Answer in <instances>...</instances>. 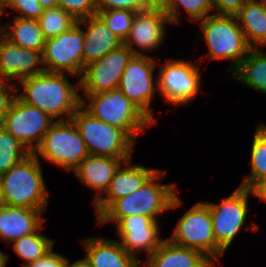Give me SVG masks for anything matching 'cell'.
<instances>
[{"instance_id":"4dcf8cb0","label":"cell","mask_w":266,"mask_h":267,"mask_svg":"<svg viewBox=\"0 0 266 267\" xmlns=\"http://www.w3.org/2000/svg\"><path fill=\"white\" fill-rule=\"evenodd\" d=\"M30 153L24 144L0 125V175Z\"/></svg>"},{"instance_id":"9c48e42d","label":"cell","mask_w":266,"mask_h":267,"mask_svg":"<svg viewBox=\"0 0 266 267\" xmlns=\"http://www.w3.org/2000/svg\"><path fill=\"white\" fill-rule=\"evenodd\" d=\"M158 91L168 104L181 107L201 92L200 66L183 59H167L158 67Z\"/></svg>"},{"instance_id":"60d3db41","label":"cell","mask_w":266,"mask_h":267,"mask_svg":"<svg viewBox=\"0 0 266 267\" xmlns=\"http://www.w3.org/2000/svg\"><path fill=\"white\" fill-rule=\"evenodd\" d=\"M64 267H92L90 262L87 260L86 257L82 258V259H78L73 263H69V260L67 258L65 266Z\"/></svg>"},{"instance_id":"277c9868","label":"cell","mask_w":266,"mask_h":267,"mask_svg":"<svg viewBox=\"0 0 266 267\" xmlns=\"http://www.w3.org/2000/svg\"><path fill=\"white\" fill-rule=\"evenodd\" d=\"M81 106L96 119L123 130L135 143L154 123L120 89L82 94Z\"/></svg>"},{"instance_id":"ab89813d","label":"cell","mask_w":266,"mask_h":267,"mask_svg":"<svg viewBox=\"0 0 266 267\" xmlns=\"http://www.w3.org/2000/svg\"><path fill=\"white\" fill-rule=\"evenodd\" d=\"M147 9H160L165 10L167 8L168 0H143Z\"/></svg>"},{"instance_id":"603a6c76","label":"cell","mask_w":266,"mask_h":267,"mask_svg":"<svg viewBox=\"0 0 266 267\" xmlns=\"http://www.w3.org/2000/svg\"><path fill=\"white\" fill-rule=\"evenodd\" d=\"M142 267H216L202 252L178 246L165 238Z\"/></svg>"},{"instance_id":"484cf974","label":"cell","mask_w":266,"mask_h":267,"mask_svg":"<svg viewBox=\"0 0 266 267\" xmlns=\"http://www.w3.org/2000/svg\"><path fill=\"white\" fill-rule=\"evenodd\" d=\"M228 76L247 88L266 95V52L263 53L261 48H252L241 64Z\"/></svg>"},{"instance_id":"f546056e","label":"cell","mask_w":266,"mask_h":267,"mask_svg":"<svg viewBox=\"0 0 266 267\" xmlns=\"http://www.w3.org/2000/svg\"><path fill=\"white\" fill-rule=\"evenodd\" d=\"M37 21L46 40L67 32L77 24V20L61 7L44 9Z\"/></svg>"},{"instance_id":"1f68e13d","label":"cell","mask_w":266,"mask_h":267,"mask_svg":"<svg viewBox=\"0 0 266 267\" xmlns=\"http://www.w3.org/2000/svg\"><path fill=\"white\" fill-rule=\"evenodd\" d=\"M136 12L124 9H110L97 12L108 28L123 42L130 33Z\"/></svg>"},{"instance_id":"d6a6232c","label":"cell","mask_w":266,"mask_h":267,"mask_svg":"<svg viewBox=\"0 0 266 267\" xmlns=\"http://www.w3.org/2000/svg\"><path fill=\"white\" fill-rule=\"evenodd\" d=\"M9 7L19 13L14 17L23 19H38L44 11L38 0H0V20Z\"/></svg>"},{"instance_id":"ac0fdd59","label":"cell","mask_w":266,"mask_h":267,"mask_svg":"<svg viewBox=\"0 0 266 267\" xmlns=\"http://www.w3.org/2000/svg\"><path fill=\"white\" fill-rule=\"evenodd\" d=\"M132 159L123 162L112 178L110 185L96 203H94L96 218H98L115 200L136 192L158 170L140 164L131 163Z\"/></svg>"},{"instance_id":"f35d334b","label":"cell","mask_w":266,"mask_h":267,"mask_svg":"<svg viewBox=\"0 0 266 267\" xmlns=\"http://www.w3.org/2000/svg\"><path fill=\"white\" fill-rule=\"evenodd\" d=\"M250 190L254 198L266 203V178L258 180Z\"/></svg>"},{"instance_id":"8fae6325","label":"cell","mask_w":266,"mask_h":267,"mask_svg":"<svg viewBox=\"0 0 266 267\" xmlns=\"http://www.w3.org/2000/svg\"><path fill=\"white\" fill-rule=\"evenodd\" d=\"M251 190L239 186L219 203L205 202L210 209L213 234L218 247L225 253L240 234L249 213Z\"/></svg>"},{"instance_id":"e575fe53","label":"cell","mask_w":266,"mask_h":267,"mask_svg":"<svg viewBox=\"0 0 266 267\" xmlns=\"http://www.w3.org/2000/svg\"><path fill=\"white\" fill-rule=\"evenodd\" d=\"M96 12L110 9H124L135 12L146 10L143 0H95Z\"/></svg>"},{"instance_id":"cb8c5ba5","label":"cell","mask_w":266,"mask_h":267,"mask_svg":"<svg viewBox=\"0 0 266 267\" xmlns=\"http://www.w3.org/2000/svg\"><path fill=\"white\" fill-rule=\"evenodd\" d=\"M236 17L251 48L266 46V5L262 0H246Z\"/></svg>"},{"instance_id":"836d02e7","label":"cell","mask_w":266,"mask_h":267,"mask_svg":"<svg viewBox=\"0 0 266 267\" xmlns=\"http://www.w3.org/2000/svg\"><path fill=\"white\" fill-rule=\"evenodd\" d=\"M58 7L64 9L77 21L97 14L95 0H58Z\"/></svg>"},{"instance_id":"ffe728a7","label":"cell","mask_w":266,"mask_h":267,"mask_svg":"<svg viewBox=\"0 0 266 267\" xmlns=\"http://www.w3.org/2000/svg\"><path fill=\"white\" fill-rule=\"evenodd\" d=\"M77 23L86 28H83V71L85 66L124 44L97 14L78 20Z\"/></svg>"},{"instance_id":"8992f818","label":"cell","mask_w":266,"mask_h":267,"mask_svg":"<svg viewBox=\"0 0 266 267\" xmlns=\"http://www.w3.org/2000/svg\"><path fill=\"white\" fill-rule=\"evenodd\" d=\"M89 154L133 159L135 142L121 129L96 119L82 106L72 115Z\"/></svg>"},{"instance_id":"5bb4252c","label":"cell","mask_w":266,"mask_h":267,"mask_svg":"<svg viewBox=\"0 0 266 267\" xmlns=\"http://www.w3.org/2000/svg\"><path fill=\"white\" fill-rule=\"evenodd\" d=\"M134 56L125 44L85 66L80 79L82 94H98L118 88L122 74Z\"/></svg>"},{"instance_id":"52a82bcc","label":"cell","mask_w":266,"mask_h":267,"mask_svg":"<svg viewBox=\"0 0 266 267\" xmlns=\"http://www.w3.org/2000/svg\"><path fill=\"white\" fill-rule=\"evenodd\" d=\"M33 153L68 172L89 155L72 119L55 120Z\"/></svg>"},{"instance_id":"6da1fadb","label":"cell","mask_w":266,"mask_h":267,"mask_svg":"<svg viewBox=\"0 0 266 267\" xmlns=\"http://www.w3.org/2000/svg\"><path fill=\"white\" fill-rule=\"evenodd\" d=\"M76 78L69 73L47 72L21 79L17 96L25 103L48 113L55 120L71 119L81 106L80 79L74 85L69 80ZM21 86V88H20ZM22 89V90H21ZM20 91V92H19Z\"/></svg>"},{"instance_id":"d4e9b609","label":"cell","mask_w":266,"mask_h":267,"mask_svg":"<svg viewBox=\"0 0 266 267\" xmlns=\"http://www.w3.org/2000/svg\"><path fill=\"white\" fill-rule=\"evenodd\" d=\"M12 19L0 25V33L13 44L42 53L46 39L37 19Z\"/></svg>"},{"instance_id":"d6986e66","label":"cell","mask_w":266,"mask_h":267,"mask_svg":"<svg viewBox=\"0 0 266 267\" xmlns=\"http://www.w3.org/2000/svg\"><path fill=\"white\" fill-rule=\"evenodd\" d=\"M130 159H118L108 156L89 154L74 170L73 173L80 183L95 190L93 204L107 191L115 172L120 165Z\"/></svg>"},{"instance_id":"83f0119b","label":"cell","mask_w":266,"mask_h":267,"mask_svg":"<svg viewBox=\"0 0 266 267\" xmlns=\"http://www.w3.org/2000/svg\"><path fill=\"white\" fill-rule=\"evenodd\" d=\"M255 130L250 149V172L240 184L249 189L258 180L266 178V124L259 123Z\"/></svg>"},{"instance_id":"ee69618b","label":"cell","mask_w":266,"mask_h":267,"mask_svg":"<svg viewBox=\"0 0 266 267\" xmlns=\"http://www.w3.org/2000/svg\"><path fill=\"white\" fill-rule=\"evenodd\" d=\"M2 205V191H1V179H0V206Z\"/></svg>"},{"instance_id":"d590c367","label":"cell","mask_w":266,"mask_h":267,"mask_svg":"<svg viewBox=\"0 0 266 267\" xmlns=\"http://www.w3.org/2000/svg\"><path fill=\"white\" fill-rule=\"evenodd\" d=\"M16 96V83L9 81H0V125L9 112L10 106Z\"/></svg>"},{"instance_id":"7bdbcfd3","label":"cell","mask_w":266,"mask_h":267,"mask_svg":"<svg viewBox=\"0 0 266 267\" xmlns=\"http://www.w3.org/2000/svg\"><path fill=\"white\" fill-rule=\"evenodd\" d=\"M9 261V256L0 250V267H6Z\"/></svg>"},{"instance_id":"ba28073f","label":"cell","mask_w":266,"mask_h":267,"mask_svg":"<svg viewBox=\"0 0 266 267\" xmlns=\"http://www.w3.org/2000/svg\"><path fill=\"white\" fill-rule=\"evenodd\" d=\"M170 242L206 255L214 264L222 258L224 252L216 244L209 206L200 201L188 209L167 238Z\"/></svg>"},{"instance_id":"2e32d148","label":"cell","mask_w":266,"mask_h":267,"mask_svg":"<svg viewBox=\"0 0 266 267\" xmlns=\"http://www.w3.org/2000/svg\"><path fill=\"white\" fill-rule=\"evenodd\" d=\"M171 22L163 10L146 9L136 12L130 33L124 44L129 47L134 55H147L165 41L167 24ZM142 51V52H141Z\"/></svg>"},{"instance_id":"b9f144b4","label":"cell","mask_w":266,"mask_h":267,"mask_svg":"<svg viewBox=\"0 0 266 267\" xmlns=\"http://www.w3.org/2000/svg\"><path fill=\"white\" fill-rule=\"evenodd\" d=\"M44 9L58 7V0H38Z\"/></svg>"},{"instance_id":"e0dca14e","label":"cell","mask_w":266,"mask_h":267,"mask_svg":"<svg viewBox=\"0 0 266 267\" xmlns=\"http://www.w3.org/2000/svg\"><path fill=\"white\" fill-rule=\"evenodd\" d=\"M44 71L41 52L13 44L0 33V81L17 84Z\"/></svg>"},{"instance_id":"9a60e30c","label":"cell","mask_w":266,"mask_h":267,"mask_svg":"<svg viewBox=\"0 0 266 267\" xmlns=\"http://www.w3.org/2000/svg\"><path fill=\"white\" fill-rule=\"evenodd\" d=\"M115 226L117 240L130 255L137 259L143 251L147 259L164 240L159 221L140 214L123 217Z\"/></svg>"},{"instance_id":"44dd1931","label":"cell","mask_w":266,"mask_h":267,"mask_svg":"<svg viewBox=\"0 0 266 267\" xmlns=\"http://www.w3.org/2000/svg\"><path fill=\"white\" fill-rule=\"evenodd\" d=\"M96 237L81 240L92 267H142L141 261L130 255L117 239Z\"/></svg>"},{"instance_id":"7402d4cb","label":"cell","mask_w":266,"mask_h":267,"mask_svg":"<svg viewBox=\"0 0 266 267\" xmlns=\"http://www.w3.org/2000/svg\"><path fill=\"white\" fill-rule=\"evenodd\" d=\"M42 211L32 208L0 206V240L10 244L36 232L46 221Z\"/></svg>"},{"instance_id":"4316f807","label":"cell","mask_w":266,"mask_h":267,"mask_svg":"<svg viewBox=\"0 0 266 267\" xmlns=\"http://www.w3.org/2000/svg\"><path fill=\"white\" fill-rule=\"evenodd\" d=\"M42 228L43 225L36 232L25 235L10 244L14 252L23 260L22 267L43 257L54 247L56 240L45 236Z\"/></svg>"},{"instance_id":"74e56055","label":"cell","mask_w":266,"mask_h":267,"mask_svg":"<svg viewBox=\"0 0 266 267\" xmlns=\"http://www.w3.org/2000/svg\"><path fill=\"white\" fill-rule=\"evenodd\" d=\"M54 247L46 253L43 257L36 259L26 267H64L66 263V256L54 252Z\"/></svg>"},{"instance_id":"7c38bea8","label":"cell","mask_w":266,"mask_h":267,"mask_svg":"<svg viewBox=\"0 0 266 267\" xmlns=\"http://www.w3.org/2000/svg\"><path fill=\"white\" fill-rule=\"evenodd\" d=\"M83 26L78 23L44 44L42 63L47 72L69 73L80 78L83 73Z\"/></svg>"},{"instance_id":"30bf717a","label":"cell","mask_w":266,"mask_h":267,"mask_svg":"<svg viewBox=\"0 0 266 267\" xmlns=\"http://www.w3.org/2000/svg\"><path fill=\"white\" fill-rule=\"evenodd\" d=\"M158 61L150 55H134L128 62L118 89L131 100L154 124L157 118L151 102L158 91V75L154 76ZM151 107V108H150Z\"/></svg>"},{"instance_id":"f1b7e54d","label":"cell","mask_w":266,"mask_h":267,"mask_svg":"<svg viewBox=\"0 0 266 267\" xmlns=\"http://www.w3.org/2000/svg\"><path fill=\"white\" fill-rule=\"evenodd\" d=\"M181 8L185 11L189 21L195 23L214 13L211 0H168L164 12L172 25L181 23L179 15Z\"/></svg>"},{"instance_id":"5b68a950","label":"cell","mask_w":266,"mask_h":267,"mask_svg":"<svg viewBox=\"0 0 266 267\" xmlns=\"http://www.w3.org/2000/svg\"><path fill=\"white\" fill-rule=\"evenodd\" d=\"M202 30V36L208 48L206 58L211 60H228V71H234L252 49L236 16L210 14L196 22ZM208 56V57H207Z\"/></svg>"},{"instance_id":"8d00e7d4","label":"cell","mask_w":266,"mask_h":267,"mask_svg":"<svg viewBox=\"0 0 266 267\" xmlns=\"http://www.w3.org/2000/svg\"><path fill=\"white\" fill-rule=\"evenodd\" d=\"M211 1L213 5L214 14L236 16L246 0H211Z\"/></svg>"},{"instance_id":"3957f363","label":"cell","mask_w":266,"mask_h":267,"mask_svg":"<svg viewBox=\"0 0 266 267\" xmlns=\"http://www.w3.org/2000/svg\"><path fill=\"white\" fill-rule=\"evenodd\" d=\"M41 164V158L31 152L0 175L2 205L46 211L50 193Z\"/></svg>"},{"instance_id":"7a4b0ae2","label":"cell","mask_w":266,"mask_h":267,"mask_svg":"<svg viewBox=\"0 0 266 267\" xmlns=\"http://www.w3.org/2000/svg\"><path fill=\"white\" fill-rule=\"evenodd\" d=\"M158 169L136 192L115 200L97 219L98 225L114 222L133 214H140L158 221L159 215L183 203L175 183L161 184L166 175Z\"/></svg>"},{"instance_id":"4fadbf2b","label":"cell","mask_w":266,"mask_h":267,"mask_svg":"<svg viewBox=\"0 0 266 267\" xmlns=\"http://www.w3.org/2000/svg\"><path fill=\"white\" fill-rule=\"evenodd\" d=\"M54 121L55 119L48 113L23 102L16 96L1 126L30 152H34Z\"/></svg>"}]
</instances>
